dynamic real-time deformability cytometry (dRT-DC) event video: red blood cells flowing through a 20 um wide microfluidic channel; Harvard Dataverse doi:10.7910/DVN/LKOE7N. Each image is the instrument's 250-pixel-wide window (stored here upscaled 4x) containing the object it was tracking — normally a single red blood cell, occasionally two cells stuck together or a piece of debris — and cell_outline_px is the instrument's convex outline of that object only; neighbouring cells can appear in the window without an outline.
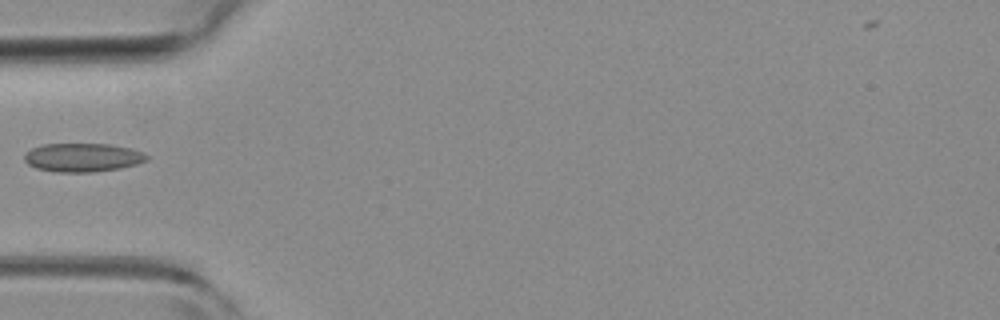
{"species": "common noctule bat (a hibernating species)", "species_latin": "Nyctalus noctula", "temperature_condition": "room temperature", "stored_images_in_passage": 5, "camera_frame_rate_fps": 3000, "um_per_image_px": 0.085, "animal": {"sex": "female", "body_mass_g": 19.3, "forearm_length_mm": 54.1}, "frame": {"image": 1, "passage_image": 4, "time_ms": 1.0, "image_size_px": [1000, 320], "cell_outline_px": [[148, 160], [136, 164], [120, 168], [96, 172], [56, 172], [36, 168], [28, 164], [24, 160], [24, 152], [32, 148], [44, 144], [108, 144], [128, 148], [144, 152], [148, 156]], "centroid_in_image_um": [7.01, 13.39], "position_along_channel_um": 78.0, "area_um2": 20.46}}
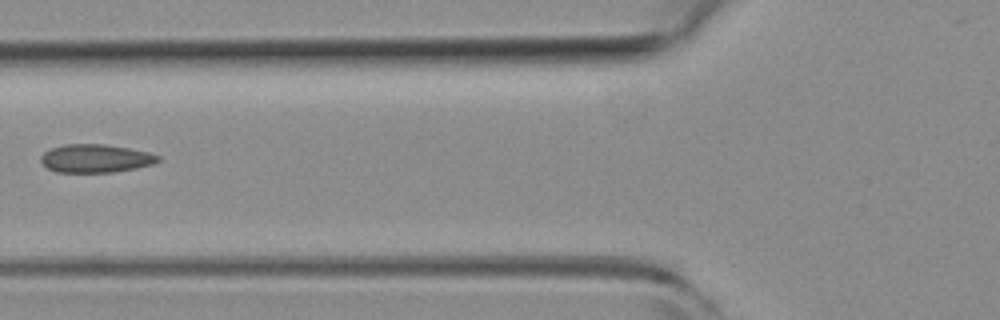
{"frame": {"image": 2, "passage_image": 5, "time_ms": 1.333, "image_size_px": [1000, 320], "cell_outline_px": [[160, 160], [152, 164], [136, 168], [112, 172], [56, 172], [48, 168], [40, 160], [40, 156], [44, 152], [52, 148], [64, 144], [104, 144], [128, 148], [148, 152], [160, 156]], "centroid_in_image_um": [8.12, 13.46], "position_along_channel_um": 117.7, "area_um2": 19.19}}